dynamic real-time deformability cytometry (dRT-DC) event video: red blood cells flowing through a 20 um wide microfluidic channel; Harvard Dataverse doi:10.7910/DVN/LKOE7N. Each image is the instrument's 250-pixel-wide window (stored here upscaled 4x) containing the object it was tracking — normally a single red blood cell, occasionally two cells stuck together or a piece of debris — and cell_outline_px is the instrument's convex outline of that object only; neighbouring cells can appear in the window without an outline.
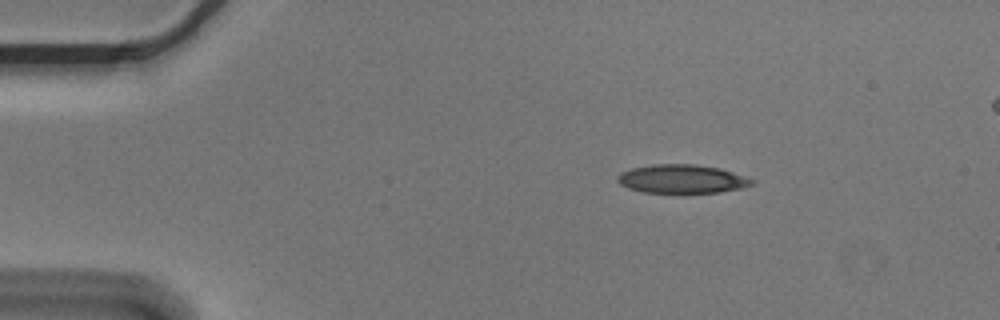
{"species": "Egyptian fruit bat (a non-hibernating species)", "species_latin": "Rousettus aegyptiacus", "temperature_condition": "cold", "stored_images_in_passage": 2, "camera_frame_rate_fps": 3000, "um_per_image_px": 0.085, "animal": {"sex": "male"}, "frame": {"image": 1, "passage_image": 1, "time_ms": 0.0, "image_size_px": [1000, 320], "cell_outline_px": [[756, 184], [740, 188], [720, 192], [676, 196], [644, 192], [628, 188], [620, 184], [616, 180], [616, 176], [620, 172], [632, 168], [652, 164], [696, 164], [720, 168], [756, 180]], "centroid_in_image_um": [57.95, 15.25], "position_along_channel_um": 27.0, "area_um2": 23.52}}